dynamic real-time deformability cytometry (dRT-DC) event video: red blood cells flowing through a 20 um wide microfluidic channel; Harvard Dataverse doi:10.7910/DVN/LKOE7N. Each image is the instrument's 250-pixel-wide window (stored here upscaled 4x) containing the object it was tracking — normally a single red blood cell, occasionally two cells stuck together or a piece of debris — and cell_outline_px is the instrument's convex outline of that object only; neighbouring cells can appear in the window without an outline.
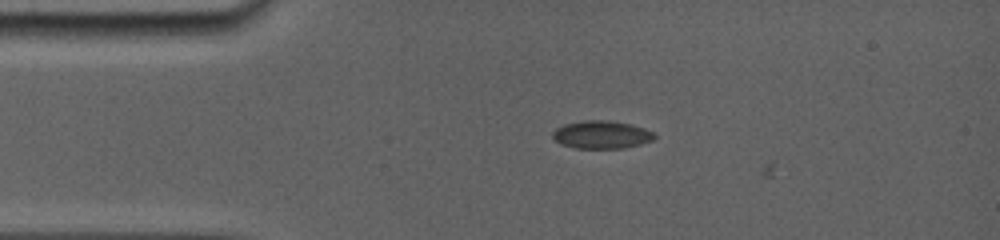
{"species": "common noctule bat (a hibernating species)", "species_latin": "Nyctalus noctula", "temperature_condition": "room temperature", "stored_images_in_passage": 7, "camera_frame_rate_fps": 5000, "um_per_image_px": 0.085, "animal": {"sex": "female", "body_mass_g": 19.0, "forearm_length_mm": 56.7}, "frame": {"image": 1, "passage_image": 5, "time_ms": 1.6, "image_size_px": [1000, 240], "cell_outline_px": [[656, 136], [652, 140], [640, 144], [624, 148], [576, 148], [560, 144], [552, 140], [552, 132], [556, 128], [564, 124], [584, 120], [608, 120], [632, 124], [644, 128], [652, 132]], "centroid_in_image_um": [51.09, 11.44], "position_along_channel_um": 33.9, "area_um2": 16.65}}